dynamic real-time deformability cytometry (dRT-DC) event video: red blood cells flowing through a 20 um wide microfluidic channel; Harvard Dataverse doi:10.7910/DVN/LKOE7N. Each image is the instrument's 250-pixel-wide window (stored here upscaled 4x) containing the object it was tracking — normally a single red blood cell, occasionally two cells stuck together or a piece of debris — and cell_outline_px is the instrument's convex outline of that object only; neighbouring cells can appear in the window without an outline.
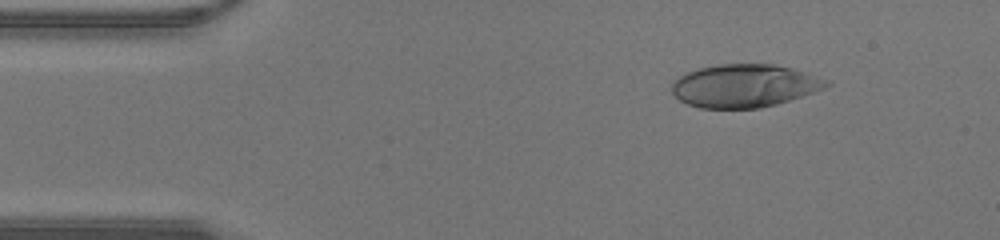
{"species": "human", "species_latin": "Homo sapiens", "temperature_condition": "warm", "stored_images_in_passage": 41, "camera_frame_rate_fps": 3000, "um_per_image_px": 0.085, "donor": {"sex": "male"}, "frame": {"image": 1, "passage_image": 5, "time_ms": 1.333, "image_size_px": [1000, 240], "cell_outline_px": [[832, 84], [824, 88], [776, 104], [760, 108], [700, 108], [688, 104], [680, 100], [672, 92], [672, 84], [680, 76], [688, 72], [700, 68], [716, 64], [776, 64], [792, 68], [832, 80]], "centroid_in_image_um": [63.31, 7.28], "position_along_channel_um": 21.7, "area_um2": 38.61}}
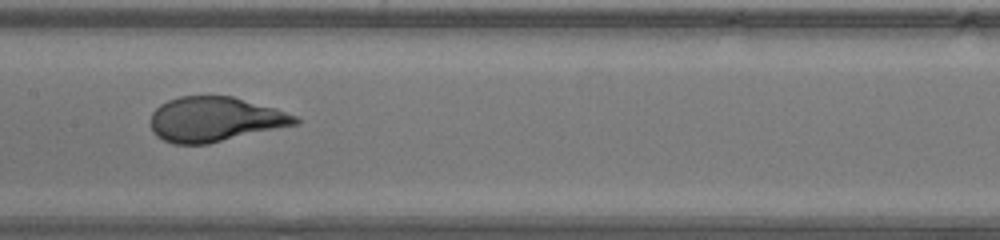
{"frame": {"image": 2, "passage_image": 20, "time_ms": 6.333, "image_size_px": [1000, 240], "cell_outline_px": [[300, 124], [208, 144], [172, 144], [156, 136], [152, 132], [152, 112], [160, 104], [168, 100], [180, 96], [232, 96], [276, 108], [296, 116], [300, 120]], "centroid_in_image_um": [18.29, 10.15], "position_along_channel_um": 189.1, "area_um2": 37.86}}
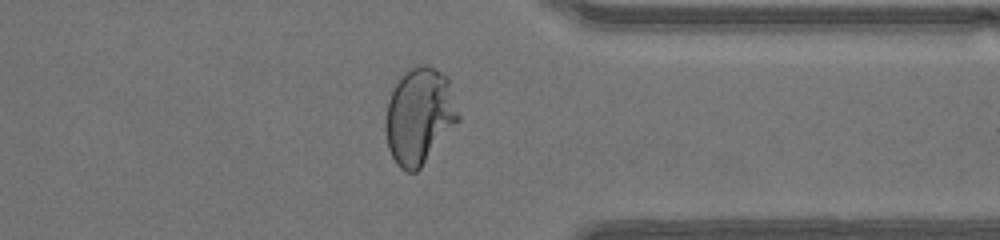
{"frame": {"image": 3, "passage_image": 32, "time_ms": 10.333, "image_size_px": [1000, 240], "cell_outline_px": [[460, 120], [420, 168], [416, 172], [408, 172], [400, 168], [396, 164], [388, 148], [384, 128], [384, 124], [388, 100], [392, 88], [400, 76], [408, 68], [416, 64], [428, 64], [436, 68], [448, 76], [460, 116]], "centroid_in_image_um": [35.64, 9.82], "position_along_channel_um": 375.8, "area_um2": 41.5}}